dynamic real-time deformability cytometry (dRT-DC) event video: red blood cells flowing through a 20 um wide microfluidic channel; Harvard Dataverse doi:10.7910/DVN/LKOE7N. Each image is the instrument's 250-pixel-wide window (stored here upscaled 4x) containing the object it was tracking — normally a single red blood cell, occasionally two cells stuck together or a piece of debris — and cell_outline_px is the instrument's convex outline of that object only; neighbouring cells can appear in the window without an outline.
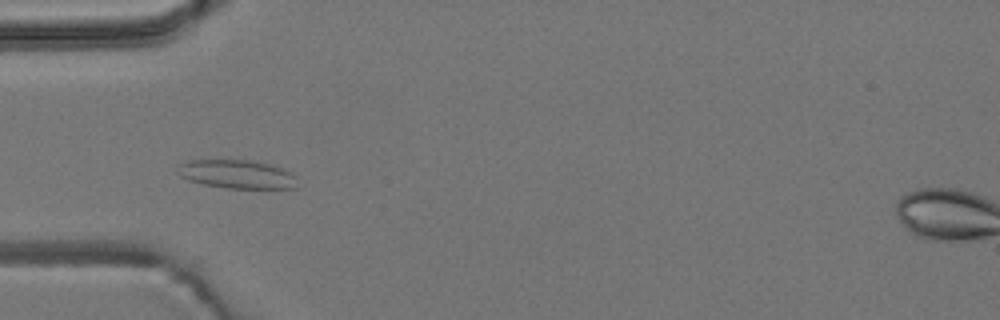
{"species": "common noctule bat (a hibernating species)", "species_latin": "Nyctalus noctula", "temperature_condition": "room temperature", "stored_images_in_passage": 49, "camera_frame_rate_fps": 3000, "um_per_image_px": 0.085, "animal": {"sex": "male", "body_mass_g": 19.2, "forearm_length_mm": 51.8}, "frame": {"image": 1, "passage_image": 12, "time_ms": 3.667, "image_size_px": [1000, 320], "cell_outline_px": [[300, 188], [228, 188], [204, 184], [188, 180], [180, 176], [176, 172], [176, 164], [188, 160], [252, 160], [272, 164], [284, 168], [296, 176]], "centroid_in_image_um": [20.16, 14.8], "position_along_channel_um": 64.8, "area_um2": 20.4}}
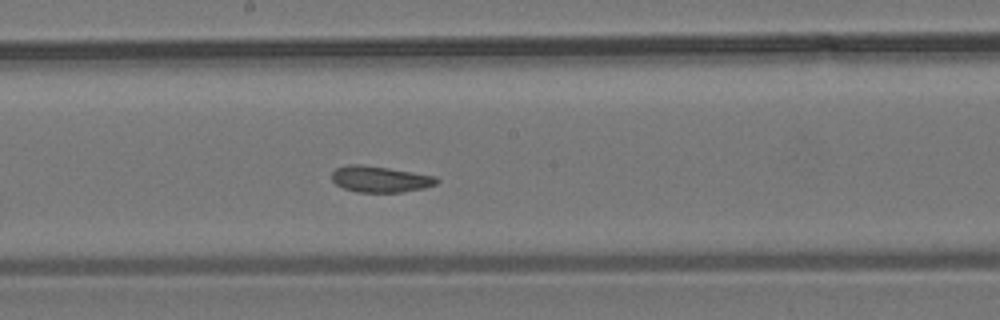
{"frame": {"image": 2, "passage_image": 24, "time_ms": 7.667, "image_size_px": [1000, 320], "cell_outline_px": [[440, 180], [436, 184], [424, 188], [400, 192], [356, 192], [344, 188], [336, 184], [332, 180], [332, 172], [336, 168], [348, 164], [360, 164], [388, 168], [436, 176]], "centroid_in_image_um": [32.3, 15.22], "position_along_channel_um": 215.9, "area_um2": 15.95}}
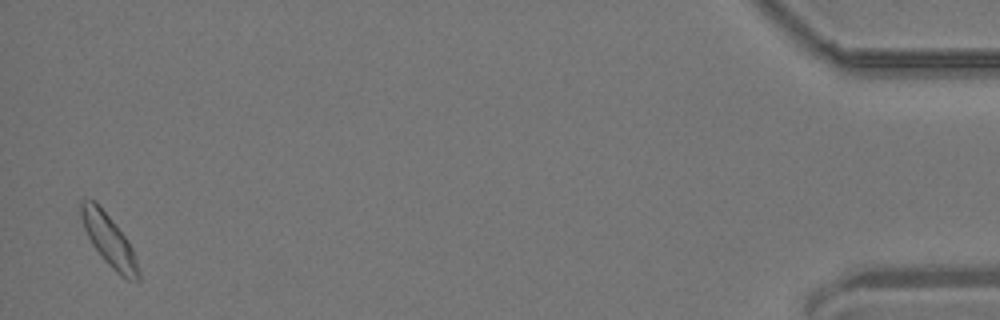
{"frame": {"image": 3, "passage_image": 48, "time_ms": 15.667, "image_size_px": [1000, 320], "cell_outline_px": [[140, 280], [128, 280], [116, 272], [104, 260], [92, 244], [84, 228], [80, 216], [80, 200], [96, 200], [124, 236], [132, 248], [140, 272]], "centroid_in_image_um": [9.25, 20.41], "position_along_channel_um": 426.0, "area_um2": 16.94}, "authors_computed_cell_mechanics": {"area_um2": 16.4152, "velocity_mm_per_s": 3.7918, "shape_relaxation_time_tau1_ms": null, "shape_relaxation_time_tau2_ms": 2.1002, "deformation_change_tau1": null, "deformation_change_tau2": 0.0803}}